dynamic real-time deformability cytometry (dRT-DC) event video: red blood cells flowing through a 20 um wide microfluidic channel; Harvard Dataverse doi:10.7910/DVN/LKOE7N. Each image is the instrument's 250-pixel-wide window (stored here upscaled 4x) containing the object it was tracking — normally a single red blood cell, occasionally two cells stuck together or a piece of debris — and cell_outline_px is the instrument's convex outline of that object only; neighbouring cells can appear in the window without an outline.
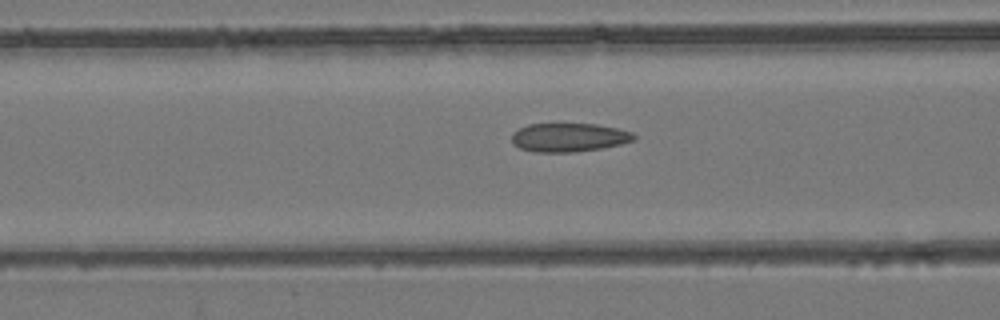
{"species": "common noctule bat (a hibernating species)", "species_latin": "Nyctalus noctula", "temperature_condition": "room temperature", "stored_images_in_passage": 49, "camera_frame_rate_fps": 3000, "um_per_image_px": 0.085, "animal": {"sex": "female", "body_mass_g": 24.6, "forearm_length_mm": 56.2}, "frame": {"image": 1, "passage_image": 17, "time_ms": 5.333, "image_size_px": [1000, 320], "cell_outline_px": [[636, 140], [620, 144], [600, 148], [572, 152], [536, 152], [520, 148], [512, 144], [512, 132], [528, 124], [596, 124], [616, 128], [632, 132], [636, 136]], "centroid_in_image_um": [48.34, 11.68], "position_along_channel_um": 118.3, "area_um2": 20.35}}
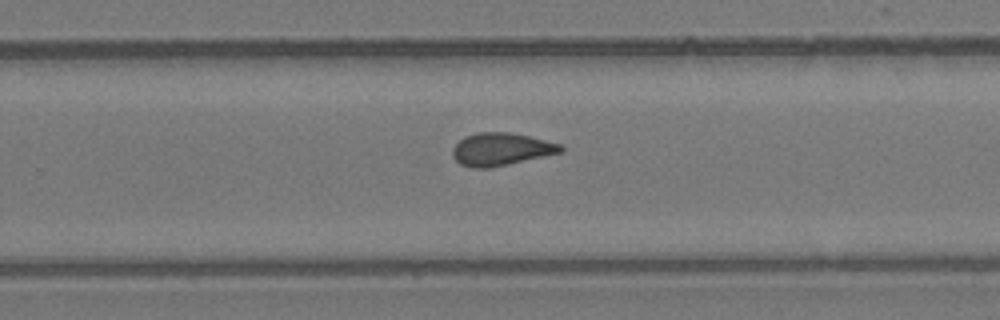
{"frame": {"image": 2, "passage_image": 30, "time_ms": 9.667, "image_size_px": [1000, 320], "cell_outline_px": [[564, 152], [508, 164], [488, 168], [472, 168], [460, 164], [452, 156], [452, 148], [464, 136], [476, 132], [508, 132], [528, 136], [560, 144], [564, 148]], "centroid_in_image_um": [42.57, 12.68], "position_along_channel_um": 287.2, "area_um2": 20.58}}
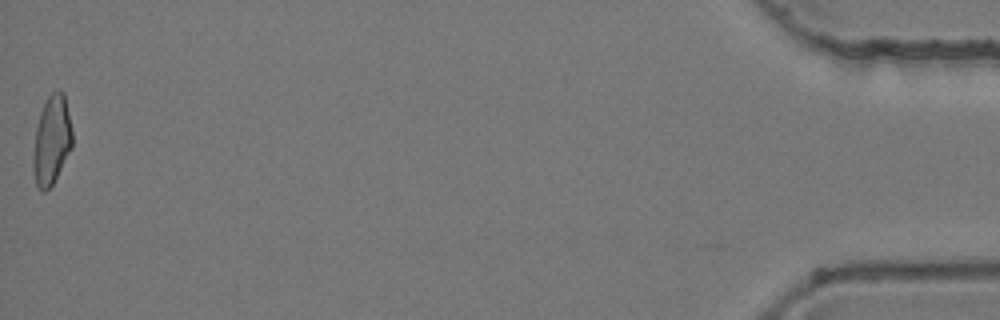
{"frame": {"image": 3, "passage_image": 49, "time_ms": 16.0, "image_size_px": [1000, 320], "cell_outline_px": [[72, 148], [52, 184], [44, 192], [36, 184], [32, 168], [32, 160], [36, 128], [40, 112], [48, 96], [56, 88], [60, 88], [64, 92], [72, 128]], "centroid_in_image_um": [4.4, 11.87], "position_along_channel_um": 430.8, "area_um2": 20.35}, "authors_computed_cell_mechanics": {"area_um2": 20.4034, "velocity_mm_per_s": 3.8986, "shape_relaxation_time_tau1_ms": null, "shape_relaxation_time_tau2_ms": 1.9325, "deformation_change_tau1": null, "deformation_change_tau2": 0.0785}}